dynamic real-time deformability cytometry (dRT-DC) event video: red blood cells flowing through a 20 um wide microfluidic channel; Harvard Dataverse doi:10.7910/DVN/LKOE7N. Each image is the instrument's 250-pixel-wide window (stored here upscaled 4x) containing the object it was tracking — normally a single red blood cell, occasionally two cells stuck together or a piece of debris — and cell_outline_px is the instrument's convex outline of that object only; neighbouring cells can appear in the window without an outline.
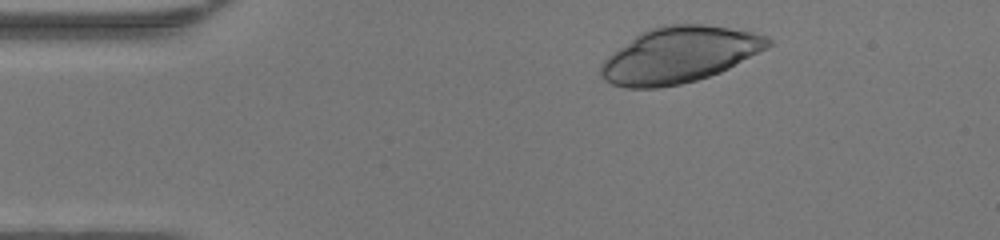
{"species": "human", "species_latin": "Homo sapiens", "temperature_condition": "warm", "stored_images_in_passage": 43, "camera_frame_rate_fps": 3000, "um_per_image_px": 0.085, "donor": {"sex": "female"}, "frame": {"image": 1, "passage_image": 3, "time_ms": 0.667, "image_size_px": [1000, 240], "cell_outline_px": [[772, 44], [768, 48], [720, 72], [696, 80], [680, 84], [656, 88], [628, 88], [612, 84], [604, 80], [600, 76], [600, 64], [612, 52], [640, 32], [648, 28], [660, 24], [704, 24], [752, 32], [768, 36], [772, 40]], "centroid_in_image_um": [57.72, 4.65], "position_along_channel_um": 27.3, "area_um2": 54.56}}